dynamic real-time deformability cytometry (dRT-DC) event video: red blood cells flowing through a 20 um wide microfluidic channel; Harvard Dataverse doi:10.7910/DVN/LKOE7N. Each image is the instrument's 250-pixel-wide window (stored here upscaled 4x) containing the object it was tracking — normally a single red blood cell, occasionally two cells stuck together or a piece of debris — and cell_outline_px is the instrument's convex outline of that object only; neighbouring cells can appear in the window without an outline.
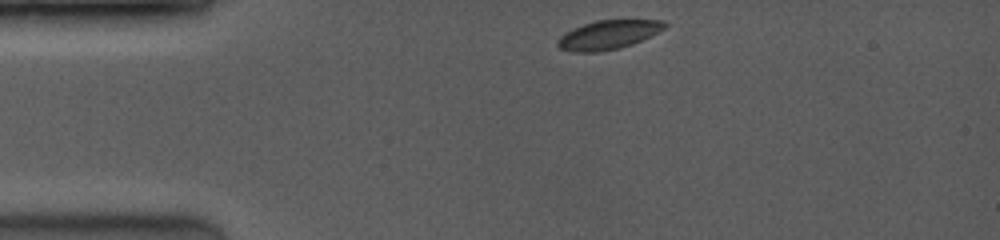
{"species": "common noctule bat (a hibernating species)", "species_latin": "Nyctalus noctula", "temperature_condition": "room temperature", "stored_images_in_passage": 7, "camera_frame_rate_fps": 3500, "um_per_image_px": 0.085, "animal": {"sex": "female", "body_mass_g": 19.0, "forearm_length_mm": 53.3}, "frame": {"image": 1, "passage_image": 1, "time_ms": 0.0, "image_size_px": [1000, 240], "cell_outline_px": [[668, 24], [664, 28], [632, 44], [620, 48], [600, 52], [572, 52], [560, 48], [556, 44], [556, 40], [560, 36], [572, 28], [596, 20], [664, 20]], "centroid_in_image_um": [51.65, 2.96], "position_along_channel_um": 33.3, "area_um2": 17.98}}